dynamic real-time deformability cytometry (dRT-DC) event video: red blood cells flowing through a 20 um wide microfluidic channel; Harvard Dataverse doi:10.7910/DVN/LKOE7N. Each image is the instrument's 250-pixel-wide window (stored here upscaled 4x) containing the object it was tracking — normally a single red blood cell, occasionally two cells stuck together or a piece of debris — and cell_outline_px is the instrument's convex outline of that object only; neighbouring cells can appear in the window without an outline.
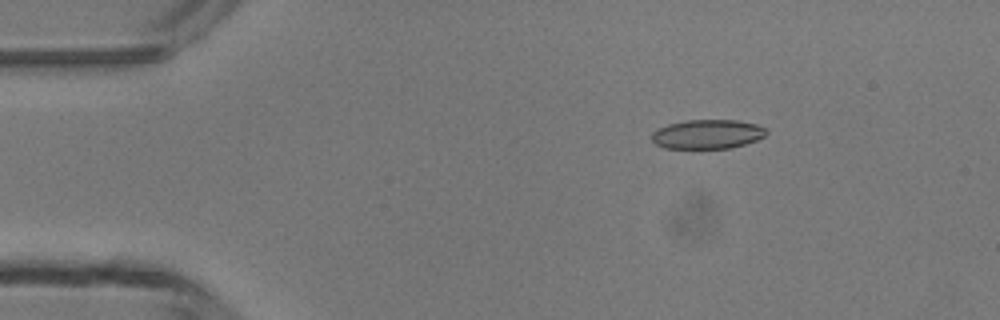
{"species": "common noctule bat (a hibernating species)", "species_latin": "Nyctalus noctula", "temperature_condition": "room temperature", "stored_images_in_passage": 6, "camera_frame_rate_fps": 3000, "um_per_image_px": 0.085, "animal": {"sex": "male", "body_mass_g": 13.3}, "frame": {"image": 1, "passage_image": 6, "time_ms": 6.667, "image_size_px": [1000, 320], "cell_outline_px": [[768, 132], [764, 136], [756, 140], [732, 148], [664, 148], [656, 144], [652, 140], [652, 132], [656, 128], [668, 124], [688, 120], [736, 120], [756, 124], [764, 128]], "centroid_in_image_um": [60.11, 11.4], "position_along_channel_um": 24.9, "area_um2": 19.48}}